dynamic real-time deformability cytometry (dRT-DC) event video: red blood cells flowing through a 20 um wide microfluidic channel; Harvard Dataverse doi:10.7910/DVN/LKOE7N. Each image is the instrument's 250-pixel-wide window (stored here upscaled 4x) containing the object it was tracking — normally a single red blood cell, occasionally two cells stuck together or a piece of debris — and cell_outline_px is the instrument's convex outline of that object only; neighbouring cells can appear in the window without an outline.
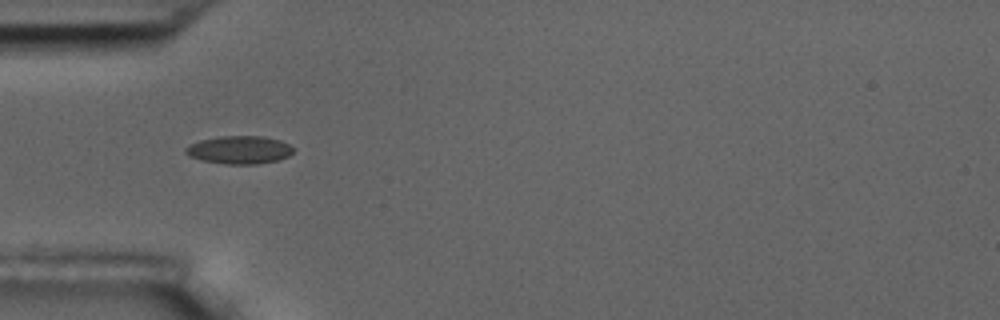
{"species": "common noctule bat (a hibernating species)", "species_latin": "Nyctalus noctula", "temperature_condition": "room temperature", "stored_images_in_passage": 7, "camera_frame_rate_fps": 3000, "um_per_image_px": 0.085, "animal": {"sex": "male", "body_mass_g": 17.5, "forearm_length_mm": 52.3}, "frame": {"image": 1, "passage_image": 1, "time_ms": 0.0, "image_size_px": [1000, 320], "cell_outline_px": [[292, 152], [288, 156], [276, 160], [256, 164], [224, 164], [200, 160], [188, 156], [184, 152], [184, 148], [200, 140], [220, 136], [264, 136], [280, 140], [288, 144], [292, 148]], "centroid_in_image_um": [20.3, 12.74], "position_along_channel_um": 64.7, "area_um2": 17.51}}
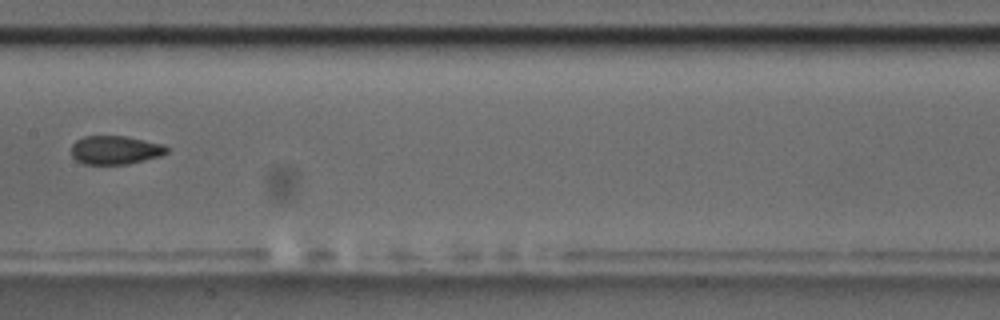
{"frame": {"image": 2, "passage_image": 4, "time_ms": 3.667, "image_size_px": [1000, 320], "cell_outline_px": [[168, 152], [160, 156], [128, 164], [84, 164], [76, 160], [72, 156], [72, 144], [76, 140], [84, 136], [124, 136], [164, 144], [168, 148]], "centroid_in_image_um": [9.79, 12.75], "position_along_channel_um": 197.6, "area_um2": 15.9}}
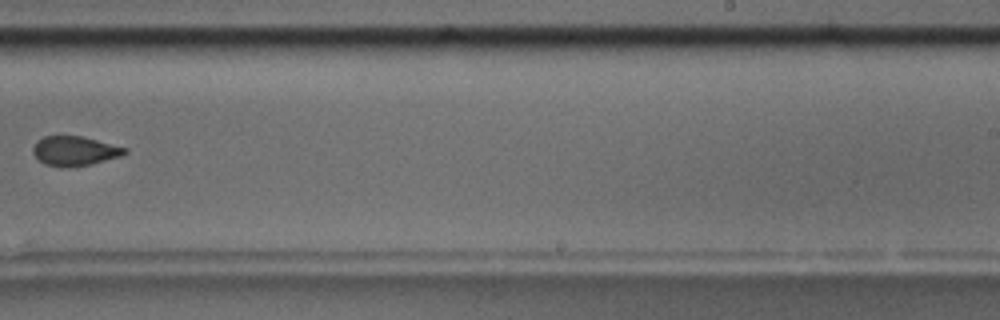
{"frame": {"image": 3, "passage_image": 6, "time_ms": 6.0, "image_size_px": [1000, 320], "cell_outline_px": [[128, 152], [120, 156], [92, 164], [68, 168], [44, 164], [32, 152], [32, 148], [36, 140], [44, 136], [84, 136], [128, 148]], "centroid_in_image_um": [6.35, 12.82], "position_along_channel_um": 282.6, "area_um2": 15.95}}